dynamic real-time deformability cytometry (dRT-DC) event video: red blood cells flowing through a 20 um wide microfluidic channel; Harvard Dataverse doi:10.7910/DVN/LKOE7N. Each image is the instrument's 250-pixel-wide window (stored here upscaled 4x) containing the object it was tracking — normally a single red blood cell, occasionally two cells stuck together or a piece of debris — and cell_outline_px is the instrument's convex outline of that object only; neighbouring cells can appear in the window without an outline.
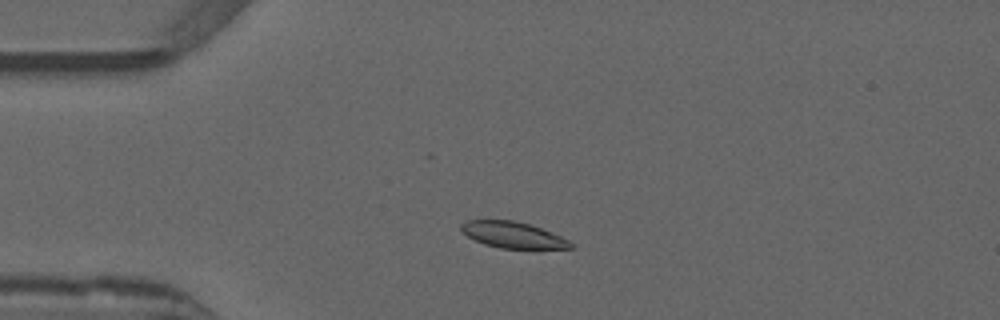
{"species": "common noctule bat (a hibernating species)", "species_latin": "Nyctalus noctula", "temperature_condition": "warm", "stored_images_in_passage": 49, "camera_frame_rate_fps": 3000, "um_per_image_px": 0.085, "animal": {"sex": "male", "forearm_length_mm": 52.5}, "frame": {"image": 1, "passage_image": 9, "time_ms": 2.667, "image_size_px": [1000, 320], "cell_outline_px": [[572, 248], [500, 248], [484, 244], [468, 236], [460, 228], [460, 224], [468, 220], [512, 220], [528, 224], [540, 228], [560, 236], [568, 240], [572, 244]], "centroid_in_image_um": [43.56, 19.96], "position_along_channel_um": 41.4, "area_um2": 16.3}}
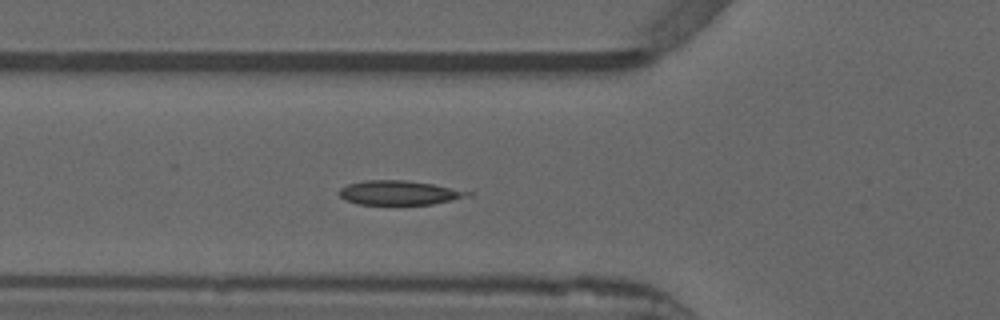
{"frame": {"image": 2, "passage_image": 15, "time_ms": 4.667, "image_size_px": [1000, 320], "cell_outline_px": [[476, 192], [472, 196], [432, 204], [356, 204], [344, 200], [336, 192], [340, 188], [348, 184], [368, 180], [408, 180], [432, 184]], "centroid_in_image_um": [33.95, 16.38], "position_along_channel_um": 91.9, "area_um2": 18.38}}
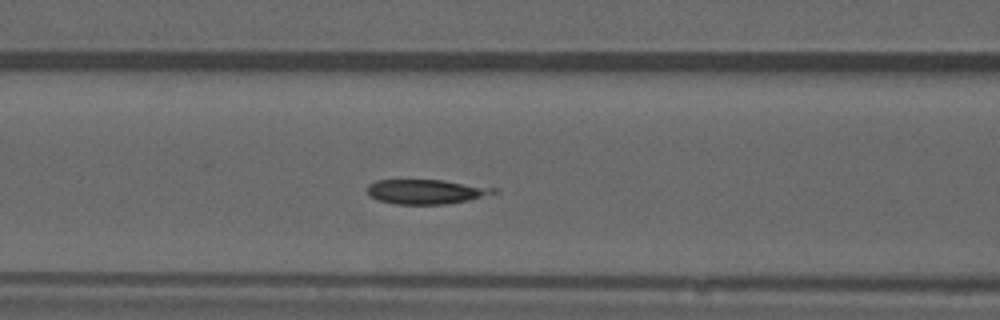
{"frame": {"image": 3, "passage_image": 18, "time_ms": 5.667, "image_size_px": [1000, 320], "cell_outline_px": [[500, 192], [468, 200], [448, 204], [396, 204], [380, 200], [372, 196], [368, 192], [368, 184], [376, 180], [444, 180], [496, 188]], "centroid_in_image_um": [36.26, 16.28], "position_along_channel_um": 130.3, "area_um2": 17.98}, "authors_computed_cell_mechanics": {"area_um2": 18.6116, "velocity_mm_per_s": 3.8441, "shape_relaxation_time_tau1_ms": null, "shape_relaxation_time_tau2_ms": 2.0153, "deformation_change_tau1": null, "deformation_change_tau2": 0.0721}}